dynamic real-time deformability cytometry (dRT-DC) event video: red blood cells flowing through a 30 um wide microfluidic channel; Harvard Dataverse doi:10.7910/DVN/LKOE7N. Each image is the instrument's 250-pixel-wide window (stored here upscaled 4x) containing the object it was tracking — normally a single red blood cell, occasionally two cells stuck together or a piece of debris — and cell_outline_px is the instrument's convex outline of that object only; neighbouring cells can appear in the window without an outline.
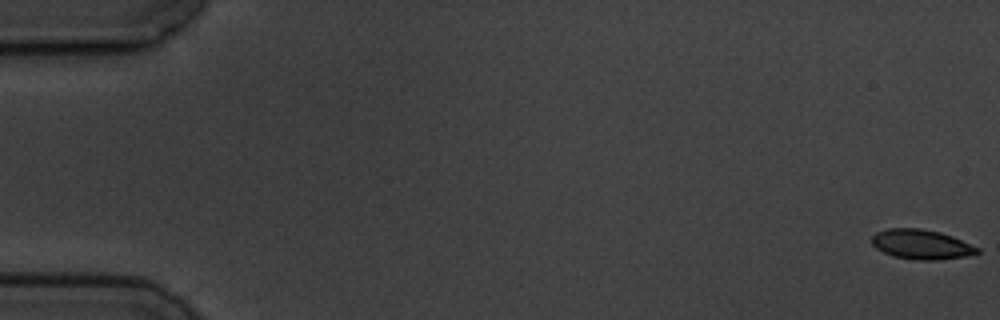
{"species": "common noctule bat (a hibernating species)", "species_latin": "Nyctalus noctula", "temperature_condition": "cold", "stored_images_in_passage": 5, "camera_frame_rate_fps": 3000, "um_per_image_px": 0.085, "animal": {"sex": "male", "body_mass_g": 19.5, "forearm_length_mm": 54.6}, "frame": {"image": 1, "passage_image": 1, "time_ms": 0.0, "image_size_px": [1000, 320], "cell_outline_px": [[980, 252], [964, 256], [936, 260], [916, 260], [892, 256], [876, 248], [872, 244], [872, 236], [876, 232], [888, 228], [920, 228], [940, 232], [952, 236], [980, 248]], "centroid_in_image_um": [78.3, 20.77], "position_along_channel_um": 6.7, "area_um2": 18.21}}